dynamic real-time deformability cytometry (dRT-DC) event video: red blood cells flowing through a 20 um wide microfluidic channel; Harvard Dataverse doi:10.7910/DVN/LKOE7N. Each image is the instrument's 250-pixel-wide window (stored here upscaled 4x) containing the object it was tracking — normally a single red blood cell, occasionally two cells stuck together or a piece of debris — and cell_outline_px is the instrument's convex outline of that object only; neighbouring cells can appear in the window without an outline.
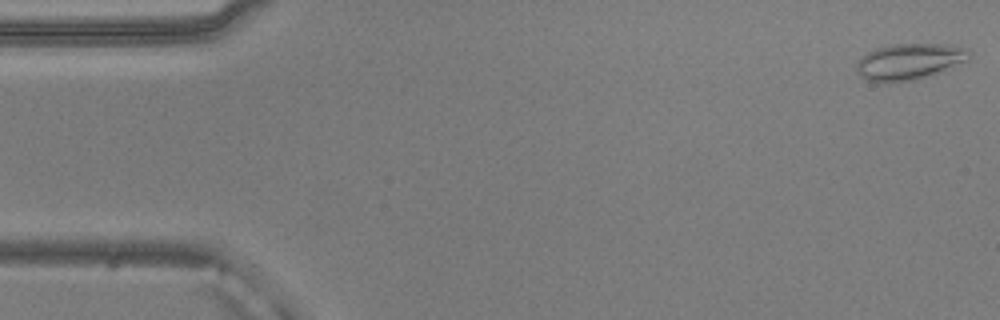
{"species": "common noctule bat (a hibernating species)", "species_latin": "Nyctalus noctula", "temperature_condition": "warm", "stored_images_in_passage": 12, "camera_frame_rate_fps": 3000, "um_per_image_px": 0.085, "animal": {"sex": "male", "body_mass_g": 20.5, "forearm_length_mm": 52.5}, "frame": {"image": 1, "passage_image": 1, "time_ms": 0.0, "image_size_px": [1000, 320], "cell_outline_px": [[972, 52], [968, 60], [936, 72], [912, 80], [868, 80], [860, 76], [856, 68], [856, 60], [868, 52], [876, 48], [892, 44], [948, 44], [968, 48]], "centroid_in_image_um": [77.3, 5.18], "position_along_channel_um": 7.7, "area_um2": 23.12}}